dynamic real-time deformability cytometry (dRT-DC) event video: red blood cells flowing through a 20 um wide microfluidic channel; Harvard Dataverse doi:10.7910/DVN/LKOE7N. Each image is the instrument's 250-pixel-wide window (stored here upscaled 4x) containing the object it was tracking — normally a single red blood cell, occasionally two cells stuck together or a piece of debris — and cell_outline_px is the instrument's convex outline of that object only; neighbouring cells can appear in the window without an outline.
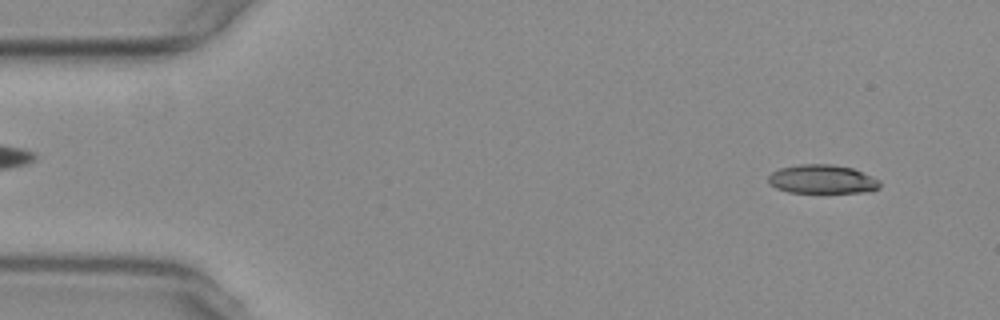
{"species": "common noctule bat (a hibernating species)", "species_latin": "Nyctalus noctula", "temperature_condition": "warm", "stored_images_in_passage": 39, "camera_frame_rate_fps": 3000, "um_per_image_px": 0.085, "animal": {"sex": "female", "body_mass_g": 29.2, "forearm_length_mm": 56.3}, "frame": {"image": 1, "passage_image": 1, "time_ms": 0.0, "image_size_px": [1000, 320], "cell_outline_px": [[880, 188], [860, 192], [788, 192], [776, 188], [768, 184], [768, 176], [772, 172], [780, 168], [800, 164], [832, 164], [852, 168], [872, 176], [880, 180]], "centroid_in_image_um": [69.86, 15.22], "position_along_channel_um": 15.1, "area_um2": 18.67}}
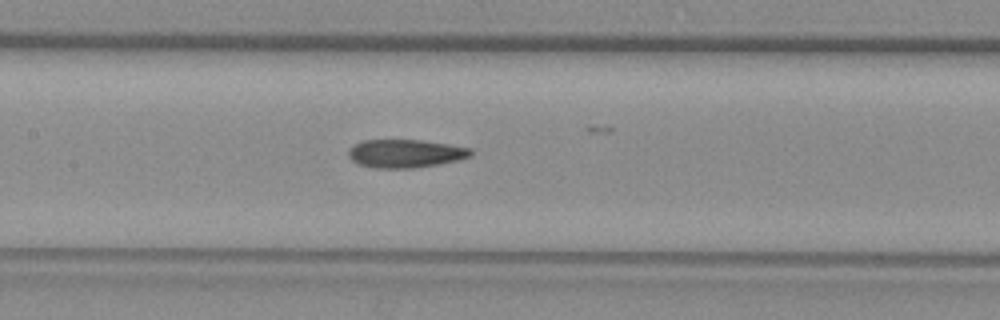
{"frame": {"image": 2, "passage_image": 22, "time_ms": 7.0, "image_size_px": [1000, 320], "cell_outline_px": [[472, 156], [460, 160], [440, 164], [412, 168], [376, 168], [360, 164], [352, 160], [348, 156], [348, 148], [352, 144], [364, 140], [420, 140], [448, 144], [472, 148]], "centroid_in_image_um": [34.47, 13.04], "position_along_channel_um": 172.9, "area_um2": 20.29}}
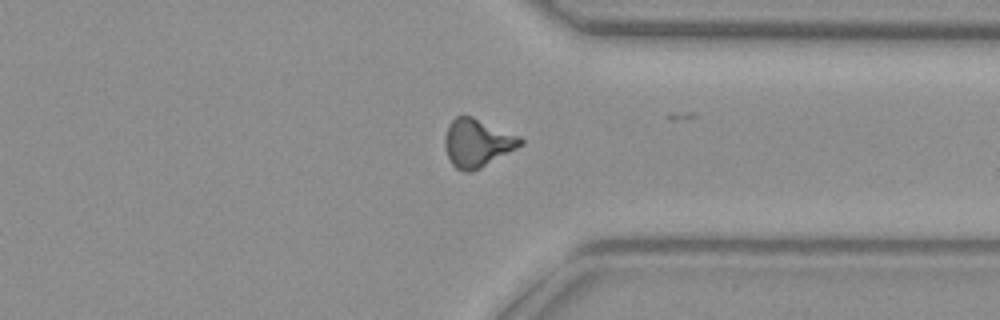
{"frame": {"image": 3, "passage_image": 38, "time_ms": 12.333, "image_size_px": [1000, 320], "cell_outline_px": [[524, 144], [480, 168], [472, 172], [464, 172], [456, 168], [452, 164], [448, 156], [444, 144], [444, 136], [448, 124], [456, 116], [472, 116], [520, 136], [524, 140]], "centroid_in_image_um": [40.56, 12.14], "position_along_channel_um": 370.8, "area_um2": 21.15}, "authors_computed_cell_mechanics": {"area_um2": 20.1144, "velocity_mm_per_s": 3.7693, "shape_relaxation_time_tau1_ms": null, "shape_relaxation_time_tau2_ms": 3.9489, "deformation_change_tau1": null, "deformation_change_tau2": 0.1435}}